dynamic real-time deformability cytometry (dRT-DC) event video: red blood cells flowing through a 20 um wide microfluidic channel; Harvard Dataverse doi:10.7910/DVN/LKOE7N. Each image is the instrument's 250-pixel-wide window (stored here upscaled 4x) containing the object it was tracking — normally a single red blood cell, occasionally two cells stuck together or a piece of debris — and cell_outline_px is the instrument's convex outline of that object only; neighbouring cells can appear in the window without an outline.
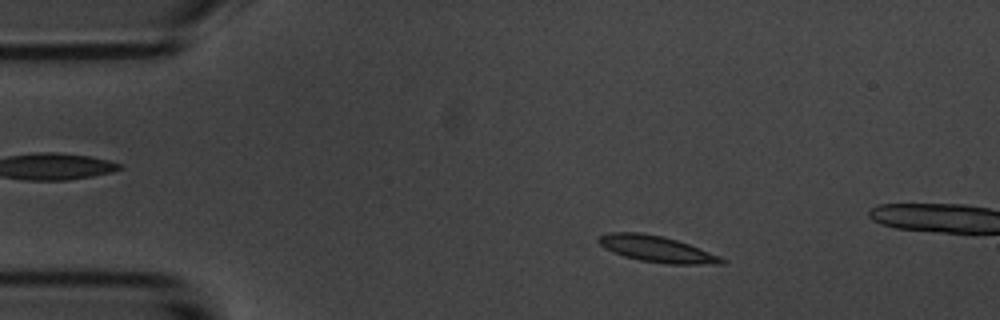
{"species": "common noctule bat (a hibernating species)", "species_latin": "Nyctalus noctula", "temperature_condition": "room temperature", "stored_images_in_passage": 3, "camera_frame_rate_fps": 3000, "um_per_image_px": 0.085, "animal": {"sex": "male", "body_mass_g": 20.1, "forearm_length_mm": 53.5}, "frame": {"image": 1, "passage_image": 2, "time_ms": 1.0, "image_size_px": [1000, 320], "cell_outline_px": [[728, 260], [724, 264], [668, 264], [640, 260], [624, 256], [612, 252], [604, 248], [596, 240], [596, 236], [608, 232], [640, 232], [664, 236], [688, 244], [720, 256]], "centroid_in_image_um": [55.79, 21.16], "position_along_channel_um": 29.2, "area_um2": 18.96}}